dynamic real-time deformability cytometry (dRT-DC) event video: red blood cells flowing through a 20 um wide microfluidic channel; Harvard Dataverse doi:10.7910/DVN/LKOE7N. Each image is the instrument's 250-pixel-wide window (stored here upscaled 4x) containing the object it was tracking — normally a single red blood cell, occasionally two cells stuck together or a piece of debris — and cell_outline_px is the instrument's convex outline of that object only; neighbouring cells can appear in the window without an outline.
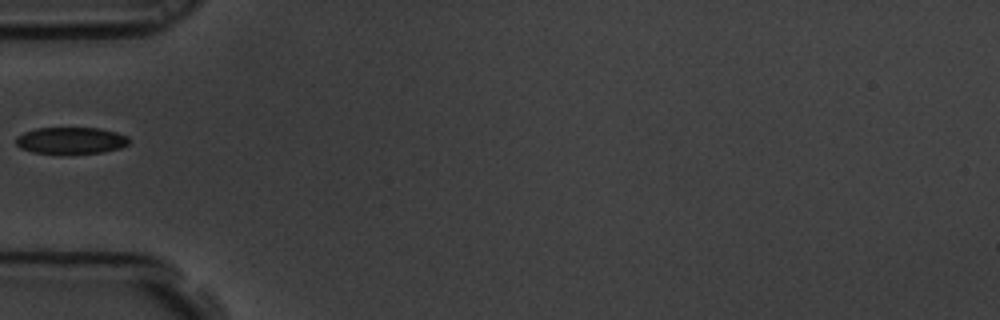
{"species": "common noctule bat (a hibernating species)", "species_latin": "Nyctalus noctula", "temperature_condition": "room temperature", "stored_images_in_passage": 3, "camera_frame_rate_fps": 3000, "um_per_image_px": 0.085, "animal": {"sex": "male", "body_mass_g": 19.5, "forearm_length_mm": 54.6}, "frame": {"image": 1, "passage_image": 3, "time_ms": 0.667, "image_size_px": [1000, 320], "cell_outline_px": [[128, 144], [120, 148], [100, 152], [64, 156], [32, 152], [20, 148], [16, 144], [16, 136], [24, 132], [36, 128], [100, 128], [116, 132], [128, 136]], "centroid_in_image_um": [5.99, 11.97], "position_along_channel_um": 79.0, "area_um2": 18.15}}